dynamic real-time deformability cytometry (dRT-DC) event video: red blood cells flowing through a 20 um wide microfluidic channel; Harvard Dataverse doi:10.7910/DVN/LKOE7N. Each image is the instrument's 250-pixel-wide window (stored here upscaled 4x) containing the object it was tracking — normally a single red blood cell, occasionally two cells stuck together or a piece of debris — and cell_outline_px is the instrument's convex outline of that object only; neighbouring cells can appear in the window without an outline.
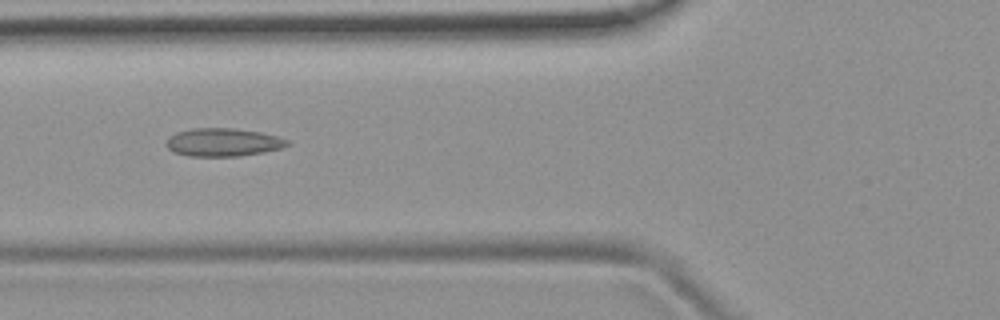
{"species": "common noctule bat (a hibernating species)", "species_latin": "Nyctalus noctula", "temperature_condition": "room temperature", "stored_images_in_passage": 7, "camera_frame_rate_fps": 3000, "um_per_image_px": 0.085, "animal": {"sex": "female", "body_mass_g": 19.9}, "frame": {"image": 1, "passage_image": 4, "time_ms": 1.0, "image_size_px": [1000, 320], "cell_outline_px": [[292, 144], [280, 148], [264, 152], [240, 156], [188, 156], [172, 152], [164, 144], [168, 136], [176, 132], [192, 128], [232, 128], [260, 132], [276, 136], [288, 140]], "centroid_in_image_um": [18.91, 12.09], "position_along_channel_um": 106.9, "area_um2": 20.0}}
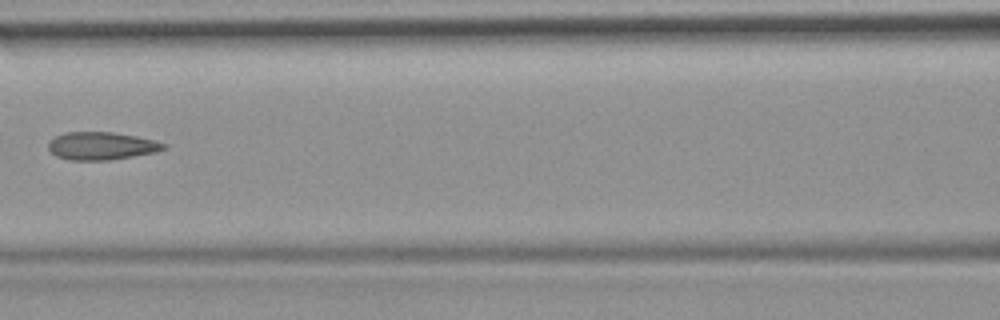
{"frame": {"image": 2, "passage_image": 5, "time_ms": 1.333, "image_size_px": [1000, 320], "cell_outline_px": [[168, 148], [156, 152], [108, 160], [68, 160], [56, 156], [48, 148], [48, 144], [56, 136], [64, 132], [112, 132], [136, 136], [168, 144]], "centroid_in_image_um": [8.64, 12.4], "position_along_channel_um": 158.0, "area_um2": 18.61}}
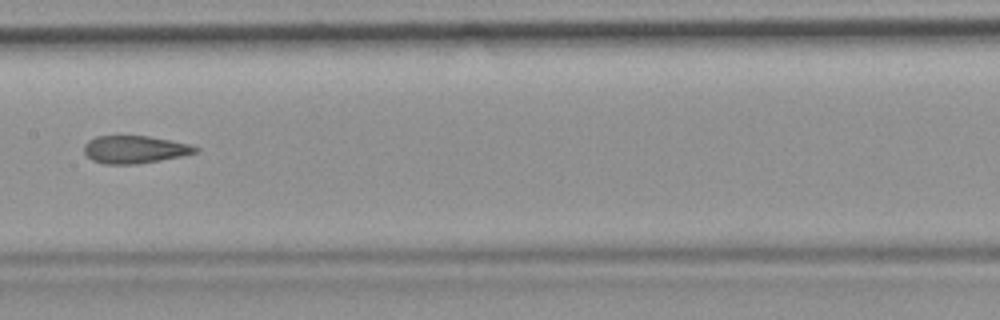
{"frame": {"image": 3, "passage_image": 6, "time_ms": 1.667, "image_size_px": [1000, 320], "cell_outline_px": [[200, 152], [160, 160], [136, 164], [104, 164], [92, 160], [84, 152], [84, 144], [88, 140], [96, 136], [148, 136], [188, 144], [200, 148]], "centroid_in_image_um": [11.44, 12.71], "position_along_channel_um": 196.0, "area_um2": 17.86}}